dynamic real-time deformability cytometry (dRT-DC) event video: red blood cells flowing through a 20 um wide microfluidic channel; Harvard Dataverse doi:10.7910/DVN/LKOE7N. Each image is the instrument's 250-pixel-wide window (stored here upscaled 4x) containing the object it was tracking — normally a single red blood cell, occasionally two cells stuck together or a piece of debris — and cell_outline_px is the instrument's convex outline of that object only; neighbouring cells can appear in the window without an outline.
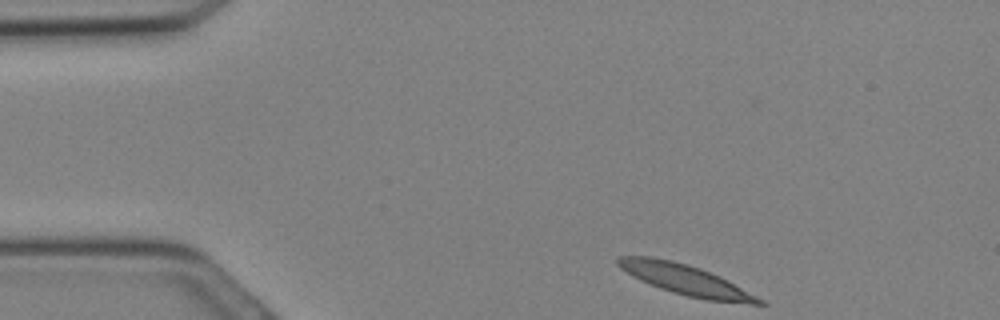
{"species": "Egyptian fruit bat (a non-hibernating species)", "species_latin": "Rousettus aegyptiacus", "temperature_condition": "cold", "stored_images_in_passage": 19, "camera_frame_rate_fps": 3000, "um_per_image_px": 0.085, "animal": {"sex": "female"}, "frame": {"image": 1, "passage_image": 1, "time_ms": 0.0, "image_size_px": [1000, 320], "cell_outline_px": [[768, 304], [752, 304], [704, 300], [672, 292], [660, 288], [640, 280], [632, 276], [620, 268], [616, 264], [616, 256], [652, 256], [672, 260], [700, 268], [764, 300]], "centroid_in_image_um": [58.18, 23.77], "position_along_channel_um": 26.8, "area_um2": 24.51}}
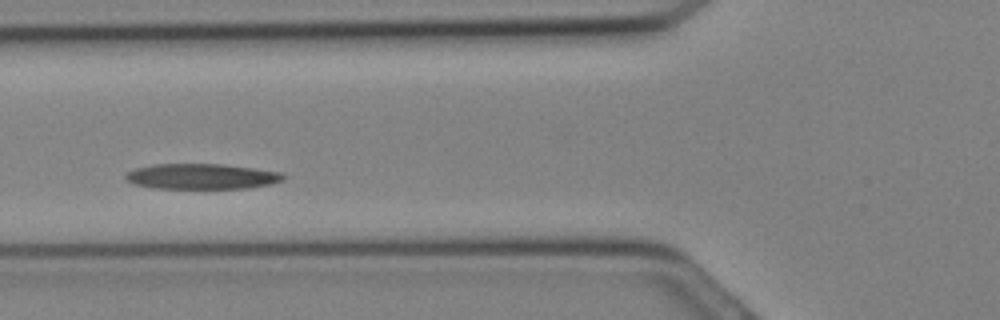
{"frame": {"image": 2, "passage_image": 8, "time_ms": 2.333, "image_size_px": [1000, 320], "cell_outline_px": [[288, 176], [284, 180], [272, 184], [248, 188], [152, 188], [132, 184], [124, 176], [128, 172], [136, 168], [152, 164], [224, 164], [280, 172]], "centroid_in_image_um": [17.16, 15.0], "position_along_channel_um": 108.6, "area_um2": 23.47}}
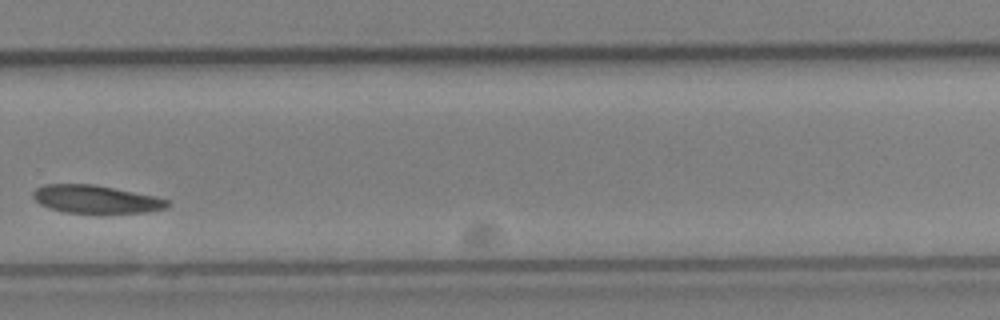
{"frame": {"image": 3, "passage_image": 18, "time_ms": 5.667, "image_size_px": [1000, 320], "cell_outline_px": [[168, 204], [164, 208], [148, 212], [64, 212], [40, 204], [32, 196], [32, 192], [36, 188], [44, 184], [92, 184], [156, 196], [168, 200]], "centroid_in_image_um": [8.11, 16.92], "position_along_channel_um": 321.7, "area_um2": 21.44}}